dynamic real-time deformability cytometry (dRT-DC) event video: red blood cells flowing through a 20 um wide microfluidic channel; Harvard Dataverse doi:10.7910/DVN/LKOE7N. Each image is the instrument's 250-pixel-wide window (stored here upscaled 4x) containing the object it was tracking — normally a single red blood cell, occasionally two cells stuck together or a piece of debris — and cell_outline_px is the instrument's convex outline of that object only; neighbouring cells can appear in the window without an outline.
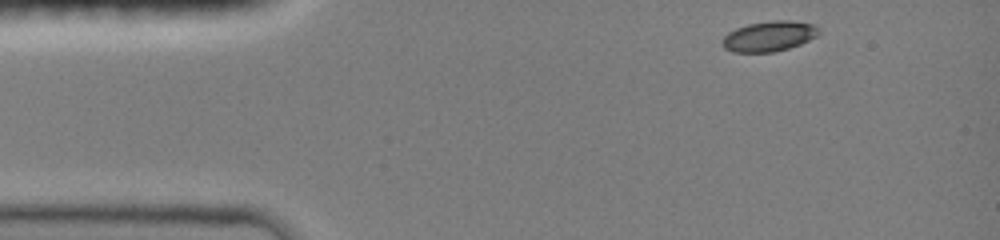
{"species": "common noctule bat (a hibernating species)", "species_latin": "Nyctalus noctula", "temperature_condition": "room temperature", "stored_images_in_passage": 39, "camera_frame_rate_fps": 3000, "um_per_image_px": 0.085, "animal": {"sex": "female", "body_mass_g": 19.0, "forearm_length_mm": 51.5}, "frame": {"image": 1, "passage_image": 1, "time_ms": 0.0, "image_size_px": [1000, 240], "cell_outline_px": [[820, 32], [816, 36], [800, 44], [788, 48], [772, 52], [732, 52], [724, 48], [720, 40], [728, 32], [736, 28], [748, 24], [772, 20], [788, 20], [816, 24], [820, 28]], "centroid_in_image_um": [65.37, 3.07], "position_along_channel_um": 19.6, "area_um2": 17.17}}
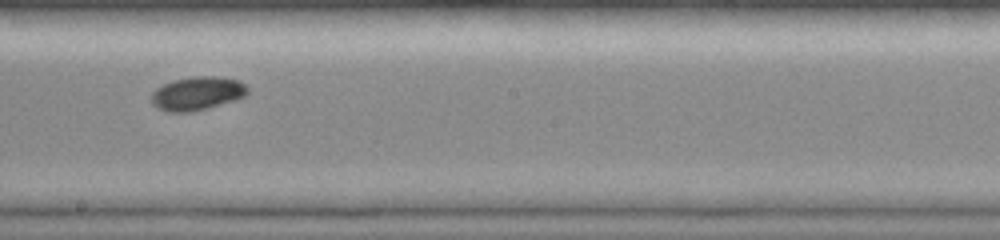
{"frame": {"image": 2, "passage_image": 22, "time_ms": 7.0, "image_size_px": [1000, 240], "cell_outline_px": [[248, 92], [244, 96], [232, 100], [192, 112], [168, 112], [156, 108], [152, 104], [152, 92], [156, 88], [172, 80], [196, 76], [216, 76], [240, 80], [248, 88]], "centroid_in_image_um": [16.73, 7.93], "position_along_channel_um": 231.5, "area_um2": 18.67}}
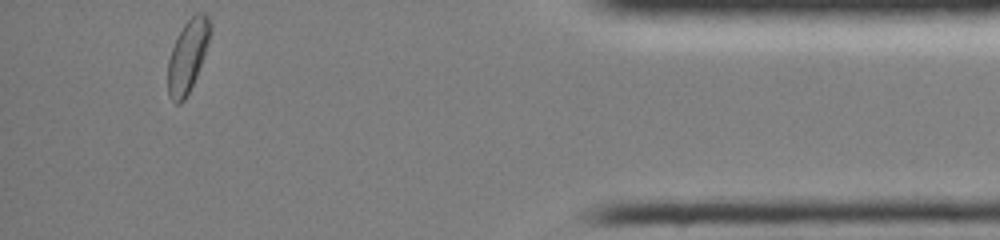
{"frame": {"image": 3, "passage_image": 39, "time_ms": 12.667, "image_size_px": [1000, 240], "cell_outline_px": [[212, 32], [204, 56], [196, 76], [184, 100], [180, 104], [176, 104], [168, 96], [168, 60], [172, 48], [184, 24], [196, 12], [204, 12], [208, 16], [212, 24]], "centroid_in_image_um": [15.98, 4.73], "position_along_channel_um": 419.2, "area_um2": 17.8}, "authors_computed_cell_mechanics": {"area_um2": 17.7446, "velocity_mm_per_s": 4.0427, "shape_relaxation_time_tau1_ms": 3.0288, "shape_relaxation_time_tau2_ms": null, "deformation_change_tau1": 0.1419, "deformation_change_tau2": null}}